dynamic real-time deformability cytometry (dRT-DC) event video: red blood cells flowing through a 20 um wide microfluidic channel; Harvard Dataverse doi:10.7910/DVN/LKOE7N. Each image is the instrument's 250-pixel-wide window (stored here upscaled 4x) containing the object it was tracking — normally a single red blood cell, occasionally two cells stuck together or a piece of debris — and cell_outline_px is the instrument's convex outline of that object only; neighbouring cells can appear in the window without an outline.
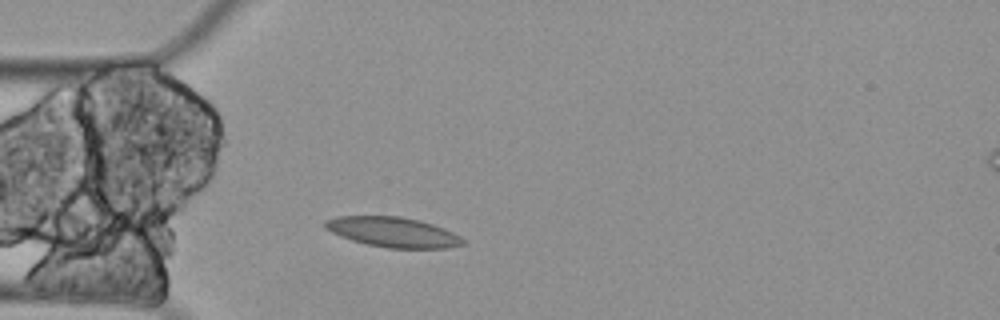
{"species": "Egyptian fruit bat (a non-hibernating species)", "species_latin": "Rousettus aegyptiacus", "temperature_condition": "cold", "stored_images_in_passage": 3, "camera_frame_rate_fps": 3000, "um_per_image_px": 0.085, "animal": {"sex": "female"}, "frame": {"image": 1, "passage_image": 3, "time_ms": 0.667, "image_size_px": [1000, 320], "cell_outline_px": [[464, 244], [448, 248], [388, 248], [368, 244], [352, 240], [340, 236], [324, 228], [324, 220], [336, 216], [400, 216], [420, 220], [444, 228], [460, 236], [464, 240]], "centroid_in_image_um": [33.39, 19.72], "position_along_channel_um": 51.6, "area_um2": 24.1}}